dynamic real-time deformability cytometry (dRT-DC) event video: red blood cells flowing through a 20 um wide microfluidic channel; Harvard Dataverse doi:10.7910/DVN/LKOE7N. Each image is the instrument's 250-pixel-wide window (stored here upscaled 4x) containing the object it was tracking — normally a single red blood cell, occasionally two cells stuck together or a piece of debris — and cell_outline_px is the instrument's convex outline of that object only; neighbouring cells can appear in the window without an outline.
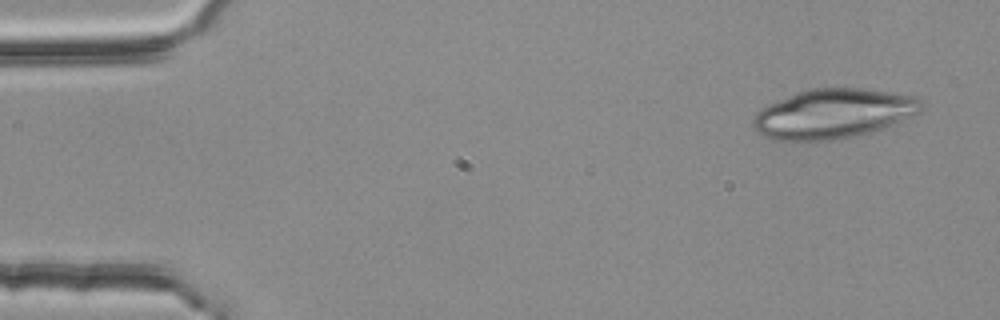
{"species": "common noctule bat (a hibernating species)", "species_latin": "Nyctalus noctula", "temperature_condition": "room temperature", "stored_images_in_passage": 4, "segment_of_instrument_passage": [2, 2], "camera_frame_rate_fps": 3000, "um_per_image_px": 0.085, "animal": {"sex": "female", "body_mass_g": 25.1}, "frame": {"image": 1, "passage_image": 4, "time_ms": 1.0, "image_size_px": [1000, 320], "cell_outline_px": [[924, 104], [920, 112], [880, 128], [868, 132], [828, 140], [772, 140], [764, 136], [752, 124], [752, 120], [756, 112], [768, 104], [800, 92], [812, 88], [864, 88], [916, 96]], "centroid_in_image_um": [70.81, 9.64], "position_along_channel_um": 14.2, "area_um2": 47.69}}